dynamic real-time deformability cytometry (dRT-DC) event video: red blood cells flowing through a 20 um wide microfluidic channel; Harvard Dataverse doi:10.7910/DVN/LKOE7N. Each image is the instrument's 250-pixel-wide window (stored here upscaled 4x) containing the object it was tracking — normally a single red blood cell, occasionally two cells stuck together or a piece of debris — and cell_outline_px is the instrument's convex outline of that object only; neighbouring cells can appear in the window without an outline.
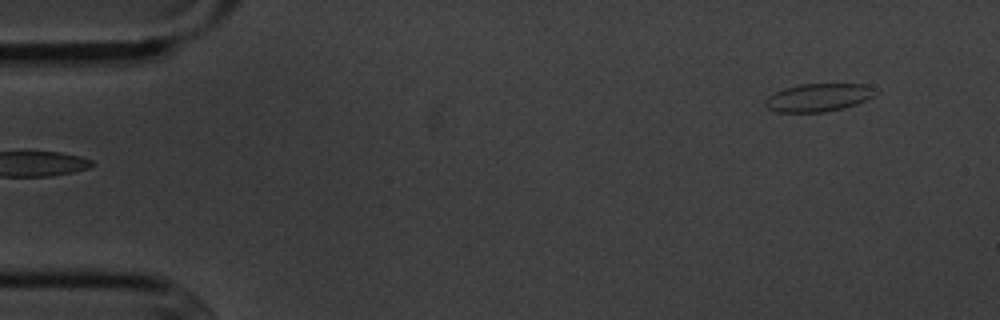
{"species": "common noctule bat (a hibernating species)", "species_latin": "Nyctalus noctula", "temperature_condition": "cold", "stored_images_in_passage": 50, "camera_frame_rate_fps": 3000, "um_per_image_px": 0.085, "animal": {"sex": "male", "body_mass_g": 20.1, "forearm_length_mm": 53.5}, "frame": {"image": 1, "passage_image": 1, "time_ms": 0.0, "image_size_px": [1000, 320], "cell_outline_px": [[880, 92], [856, 104], [844, 108], [824, 112], [776, 112], [768, 108], [764, 104], [764, 100], [768, 96], [784, 88], [800, 84], [864, 84]], "centroid_in_image_um": [69.54, 8.29], "position_along_channel_um": 15.5, "area_um2": 17.92}}
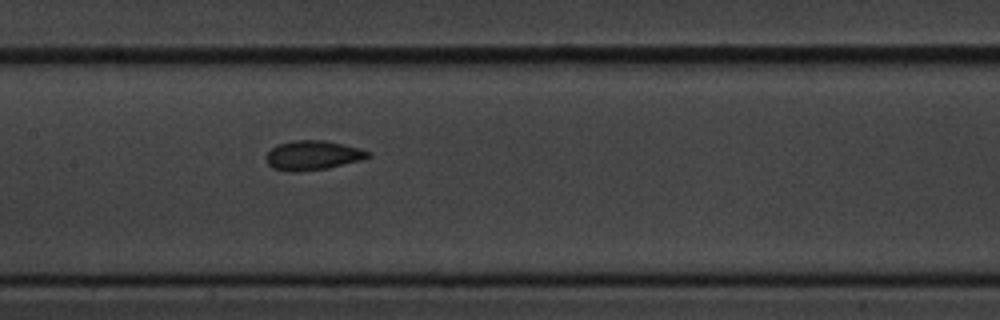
{"frame": {"image": 2, "passage_image": 23, "time_ms": 7.333, "image_size_px": [1000, 320], "cell_outline_px": [[372, 156], [360, 160], [328, 168], [296, 172], [292, 172], [272, 168], [268, 164], [264, 156], [276, 144], [292, 140], [324, 140], [360, 148], [372, 152]], "centroid_in_image_um": [26.57, 13.2], "position_along_channel_um": 180.8, "area_um2": 17.63}}
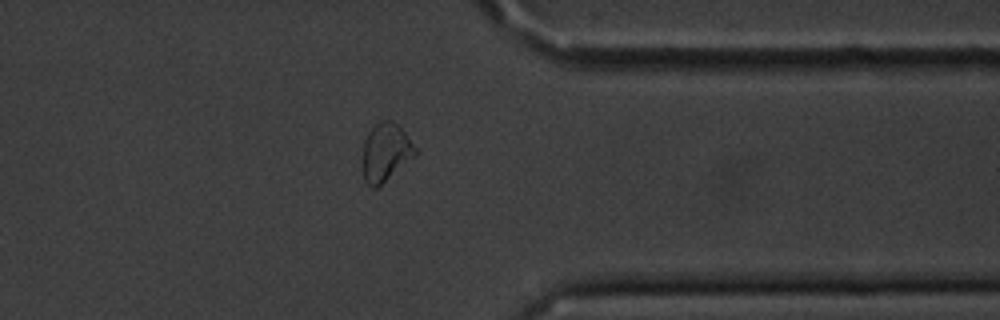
{"frame": {"image": 3, "passage_image": 40, "time_ms": 13.0, "image_size_px": [1000, 320], "cell_outline_px": [[420, 152], [416, 156], [376, 188], [372, 188], [364, 180], [360, 164], [364, 140], [368, 132], [380, 120], [392, 120], [404, 132]], "centroid_in_image_um": [32.75, 12.96], "position_along_channel_um": 378.6, "area_um2": 18.21}}